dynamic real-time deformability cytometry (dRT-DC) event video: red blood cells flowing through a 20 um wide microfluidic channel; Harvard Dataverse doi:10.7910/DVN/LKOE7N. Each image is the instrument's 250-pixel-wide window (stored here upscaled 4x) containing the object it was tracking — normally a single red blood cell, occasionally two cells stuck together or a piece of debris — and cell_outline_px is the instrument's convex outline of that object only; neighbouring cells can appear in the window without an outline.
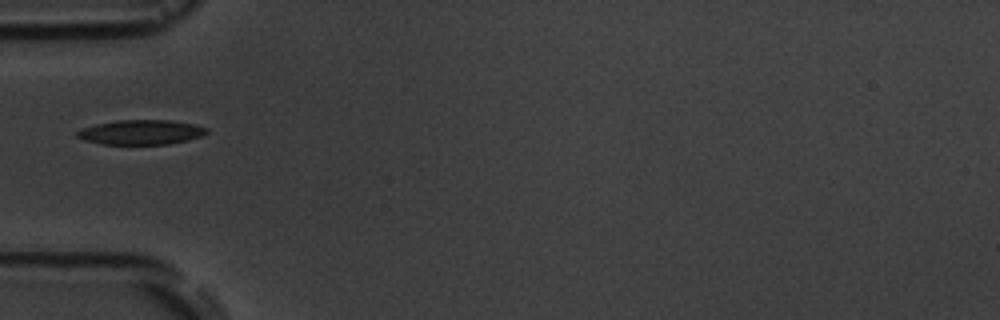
{"species": "common noctule bat (a hibernating species)", "species_latin": "Nyctalus noctula", "temperature_condition": "room temperature", "stored_images_in_passage": 3, "camera_frame_rate_fps": 3000, "um_per_image_px": 0.085, "animal": {"sex": "male", "body_mass_g": 19.5, "forearm_length_mm": 54.6}, "frame": {"image": 1, "passage_image": 3, "time_ms": 2.333, "image_size_px": [1000, 320], "cell_outline_px": [[208, 132], [200, 136], [188, 140], [168, 144], [104, 144], [84, 140], [76, 136], [76, 132], [84, 128], [96, 124], [116, 120], [172, 120], [196, 124], [208, 128]], "centroid_in_image_um": [12.02, 11.23], "position_along_channel_um": 73.0, "area_um2": 18.61}}